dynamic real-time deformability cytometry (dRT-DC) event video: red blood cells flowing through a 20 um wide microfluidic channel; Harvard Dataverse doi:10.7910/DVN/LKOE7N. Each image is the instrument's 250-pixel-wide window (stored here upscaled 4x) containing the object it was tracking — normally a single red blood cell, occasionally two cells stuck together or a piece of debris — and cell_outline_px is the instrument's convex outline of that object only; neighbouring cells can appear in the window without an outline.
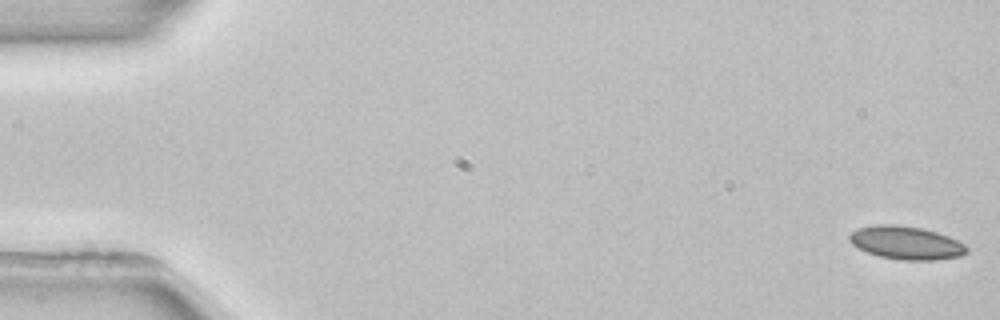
{"species": "common noctule bat (a hibernating species)", "species_latin": "Nyctalus noctula", "temperature_condition": "room temperature", "stored_images_in_passage": 3, "camera_frame_rate_fps": 3000, "um_per_image_px": 0.085, "animal": {"sex": "female", "body_mass_g": 22.7, "forearm_length_mm": 54.2}, "frame": {"image": 1, "passage_image": 1, "time_ms": 0.0, "image_size_px": [1000, 320], "cell_outline_px": [[968, 252], [960, 256], [936, 260], [904, 260], [880, 256], [868, 252], [852, 244], [848, 240], [848, 236], [852, 232], [860, 228], [876, 224], [896, 224], [920, 228], [936, 232], [948, 236], [964, 244], [968, 248]], "centroid_in_image_um": [77.03, 20.64], "position_along_channel_um": 8.0, "area_um2": 22.48}}
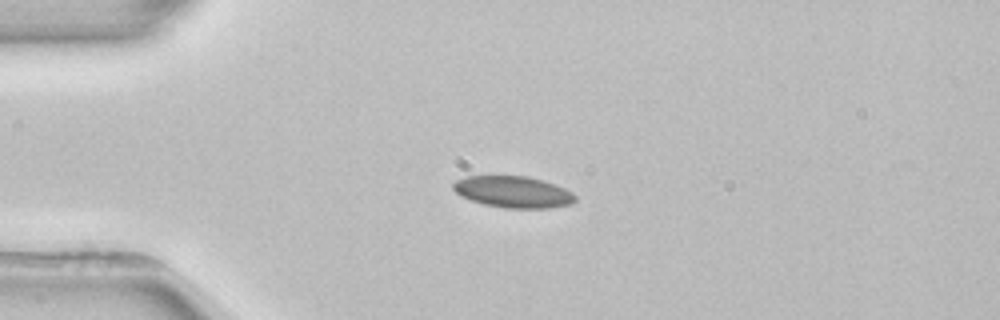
{"frame": {"image": 2, "passage_image": 3, "time_ms": 4.0, "image_size_px": [1000, 320], "cell_outline_px": [[576, 200], [572, 204], [552, 208], [504, 208], [484, 204], [460, 196], [452, 188], [452, 184], [456, 180], [464, 176], [528, 176], [544, 180], [556, 184], [572, 192], [576, 196]], "centroid_in_image_um": [43.64, 16.31], "position_along_channel_um": 41.4, "area_um2": 22.66}}